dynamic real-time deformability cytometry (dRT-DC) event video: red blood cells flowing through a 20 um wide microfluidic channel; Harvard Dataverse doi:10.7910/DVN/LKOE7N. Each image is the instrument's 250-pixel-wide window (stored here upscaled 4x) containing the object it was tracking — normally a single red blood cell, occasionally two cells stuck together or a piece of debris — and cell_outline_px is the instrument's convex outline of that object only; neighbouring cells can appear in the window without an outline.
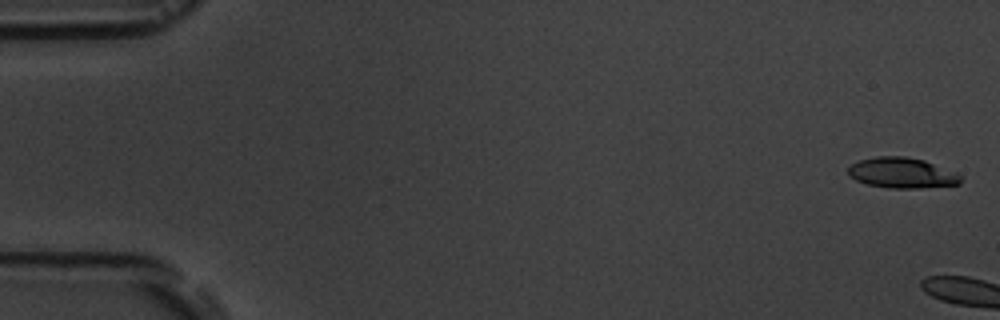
{"species": "common noctule bat (a hibernating species)", "species_latin": "Nyctalus noctula", "temperature_condition": "room temperature", "stored_images_in_passage": 3, "camera_frame_rate_fps": 3000, "um_per_image_px": 0.085, "animal": {"sex": "male", "body_mass_g": 19.5, "forearm_length_mm": 54.6}, "frame": {"image": 1, "passage_image": 1, "time_ms": 0.0, "image_size_px": [1000, 320], "cell_outline_px": [[964, 176], [960, 184], [920, 188], [888, 188], [868, 184], [856, 180], [848, 176], [848, 168], [852, 164], [860, 160], [876, 156], [904, 156], [924, 160], [956, 172]], "centroid_in_image_um": [76.69, 14.7], "position_along_channel_um": 8.3, "area_um2": 20.11}}